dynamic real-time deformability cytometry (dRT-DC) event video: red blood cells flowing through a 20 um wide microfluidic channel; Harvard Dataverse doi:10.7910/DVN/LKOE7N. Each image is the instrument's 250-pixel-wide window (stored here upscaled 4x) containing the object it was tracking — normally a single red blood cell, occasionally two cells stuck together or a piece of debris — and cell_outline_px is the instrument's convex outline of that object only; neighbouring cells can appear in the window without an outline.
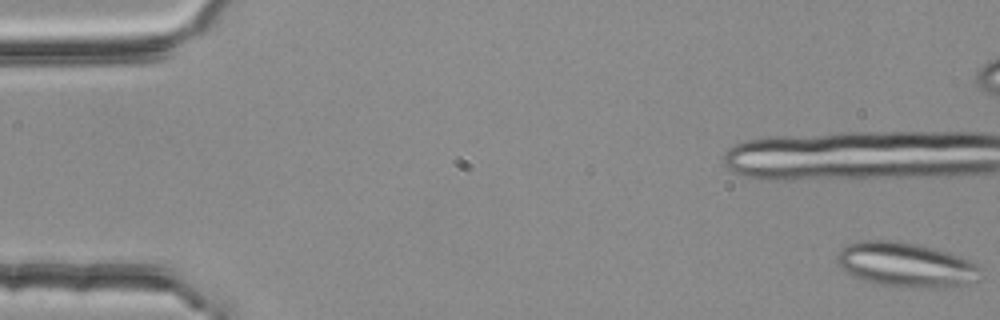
{"species": "common noctule bat (a hibernating species)", "species_latin": "Nyctalus noctula", "temperature_condition": "room temperature", "stored_images_in_passage": 8, "segment_of_instrument_passage": [1, 2], "camera_frame_rate_fps": 3000, "um_per_image_px": 0.085, "animal": {"sex": "female", "body_mass_g": 25.1}, "frame": {"image": 1, "passage_image": 1, "time_ms": 0.0, "image_size_px": [1000, 320], "cell_outline_px": [[980, 268], [964, 284], [944, 288], [912, 288], [876, 284], [852, 276], [836, 264], [836, 256], [840, 248], [856, 240], [888, 240], [916, 244], [948, 252], [968, 260], [976, 264]], "centroid_in_image_um": [76.85, 22.49], "position_along_channel_um": 8.2, "area_um2": 36.88}}
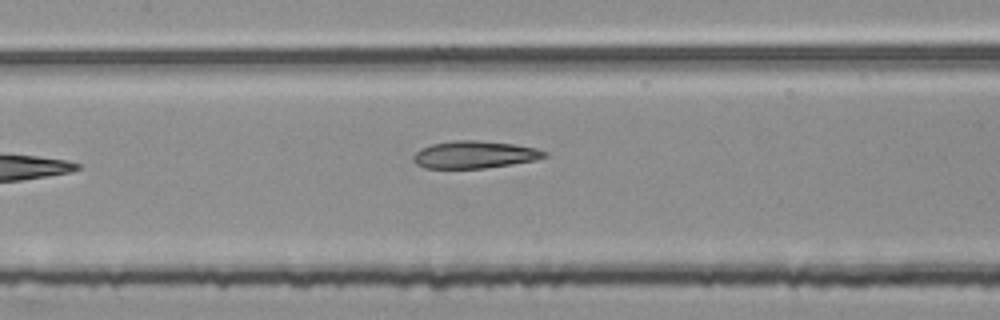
{"frame": {"image": 2, "passage_image": 7, "time_ms": 2.0, "image_size_px": [1000, 320], "cell_outline_px": [[548, 156], [536, 160], [512, 164], [484, 168], [424, 168], [416, 164], [412, 160], [412, 156], [420, 148], [432, 144], [452, 140], [480, 140], [512, 144], [536, 148], [548, 152]], "centroid_in_image_um": [40.32, 13.14], "position_along_channel_um": 167.1, "area_um2": 21.04}}